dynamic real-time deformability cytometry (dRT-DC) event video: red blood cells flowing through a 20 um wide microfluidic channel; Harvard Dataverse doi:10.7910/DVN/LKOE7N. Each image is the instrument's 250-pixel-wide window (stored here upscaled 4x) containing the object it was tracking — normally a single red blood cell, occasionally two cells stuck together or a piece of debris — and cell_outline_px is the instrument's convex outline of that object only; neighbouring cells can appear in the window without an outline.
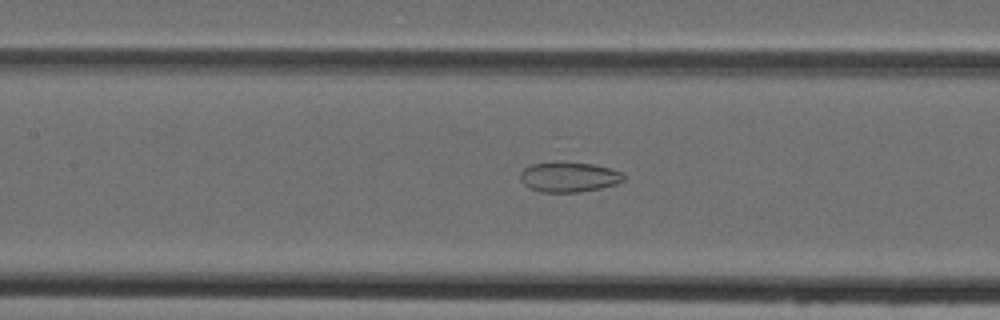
{"species": "Egyptian fruit bat (a non-hibernating species)", "species_latin": "Rousettus aegyptiacus", "temperature_condition": "cold", "stored_images_in_passage": 33, "camera_frame_rate_fps": 3000, "um_per_image_px": 0.085, "animal": {"sex": "female"}, "frame": {"image": 1, "passage_image": 7, "time_ms": 2.0, "image_size_px": [1000, 320], "cell_outline_px": [[624, 180], [616, 184], [600, 188], [580, 192], [540, 192], [524, 184], [520, 176], [520, 172], [524, 168], [532, 164], [556, 160], [564, 160], [592, 164], [608, 168], [620, 172], [624, 176]], "centroid_in_image_um": [48.33, 15.01], "position_along_channel_um": 159.1, "area_um2": 18.32}}
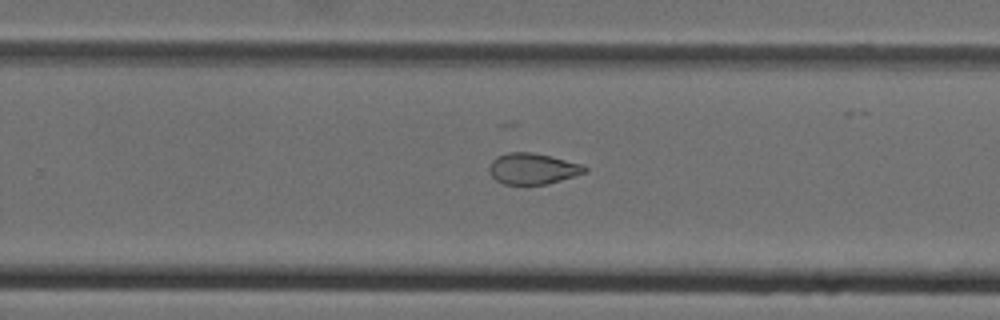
{"frame": {"image": 2, "passage_image": 16, "time_ms": 5.0, "image_size_px": [1000, 320], "cell_outline_px": [[588, 172], [548, 184], [504, 184], [496, 180], [488, 172], [488, 168], [492, 160], [496, 156], [508, 152], [532, 152], [552, 156], [584, 164], [588, 168]], "centroid_in_image_um": [45.3, 14.33], "position_along_channel_um": 284.5, "area_um2": 17.57}}
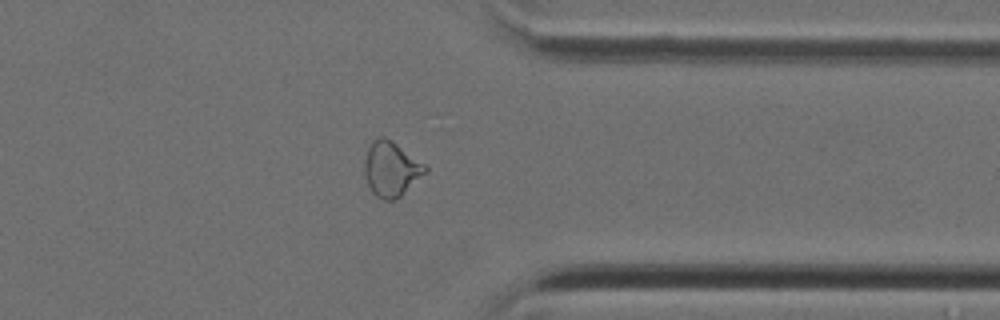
{"frame": {"image": 3, "passage_image": 23, "time_ms": 7.333, "image_size_px": [1000, 320], "cell_outline_px": [[428, 172], [400, 196], [392, 200], [384, 200], [376, 196], [372, 192], [368, 184], [364, 172], [364, 160], [368, 148], [372, 140], [380, 136], [384, 136], [392, 140], [424, 164], [428, 168]], "centroid_in_image_um": [33.24, 14.35], "position_along_channel_um": 378.2, "area_um2": 19.42}}